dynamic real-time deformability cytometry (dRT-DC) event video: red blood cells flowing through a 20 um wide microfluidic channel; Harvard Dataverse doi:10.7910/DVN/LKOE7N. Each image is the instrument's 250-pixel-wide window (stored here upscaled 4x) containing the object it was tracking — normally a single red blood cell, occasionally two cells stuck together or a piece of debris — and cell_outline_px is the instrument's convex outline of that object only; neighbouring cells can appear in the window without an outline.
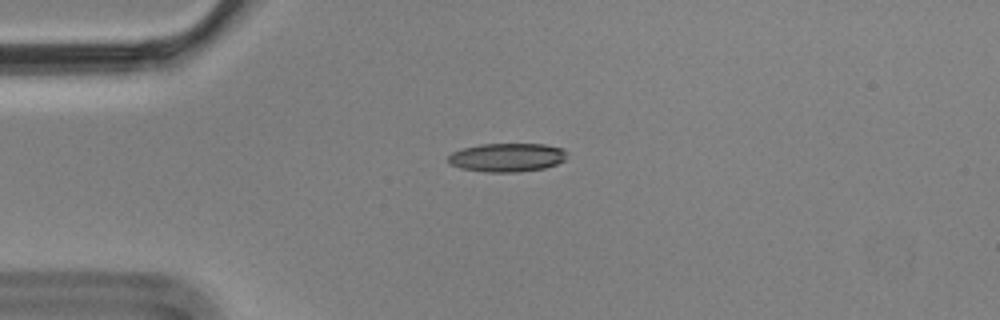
{"species": "Egyptian fruit bat (a non-hibernating species)", "species_latin": "Rousettus aegyptiacus", "temperature_condition": "cold", "stored_images_in_passage": 1, "camera_frame_rate_fps": 3000, "um_per_image_px": 0.085, "animal": {"sex": "male"}, "frame": {"image": 1, "passage_image": 1, "time_ms": 0.0, "image_size_px": [1000, 320], "cell_outline_px": [[568, 152], [564, 160], [556, 164], [544, 168], [516, 172], [484, 172], [460, 168], [448, 164], [448, 156], [452, 152], [464, 148], [480, 144], [544, 144], [564, 148]], "centroid_in_image_um": [43.09, 13.38], "position_along_channel_um": 41.9, "area_um2": 19.94}}